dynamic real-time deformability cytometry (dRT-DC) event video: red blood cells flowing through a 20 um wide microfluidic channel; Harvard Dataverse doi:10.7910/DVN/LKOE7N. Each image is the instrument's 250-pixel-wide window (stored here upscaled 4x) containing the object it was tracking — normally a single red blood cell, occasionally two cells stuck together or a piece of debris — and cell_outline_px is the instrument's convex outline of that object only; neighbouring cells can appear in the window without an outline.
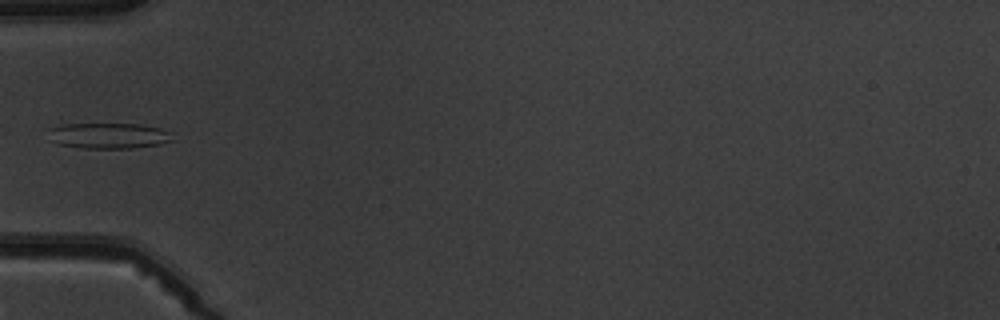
{"species": "common noctule bat (a hibernating species)", "species_latin": "Nyctalus noctula", "temperature_condition": "warm", "stored_images_in_passage": 5, "camera_frame_rate_fps": 3000, "um_per_image_px": 0.085, "animal": {"sex": "male", "body_mass_g": 19.5, "forearm_length_mm": 54.6}, "frame": {"image": 1, "passage_image": 4, "time_ms": 3.667, "image_size_px": [1000, 320], "cell_outline_px": [[176, 140], [160, 144], [132, 148], [84, 148], [60, 144], [52, 140], [48, 128], [60, 124], [140, 124], [160, 128], [172, 132]], "centroid_in_image_um": [9.31, 11.53], "position_along_channel_um": 75.7, "area_um2": 18.67}}